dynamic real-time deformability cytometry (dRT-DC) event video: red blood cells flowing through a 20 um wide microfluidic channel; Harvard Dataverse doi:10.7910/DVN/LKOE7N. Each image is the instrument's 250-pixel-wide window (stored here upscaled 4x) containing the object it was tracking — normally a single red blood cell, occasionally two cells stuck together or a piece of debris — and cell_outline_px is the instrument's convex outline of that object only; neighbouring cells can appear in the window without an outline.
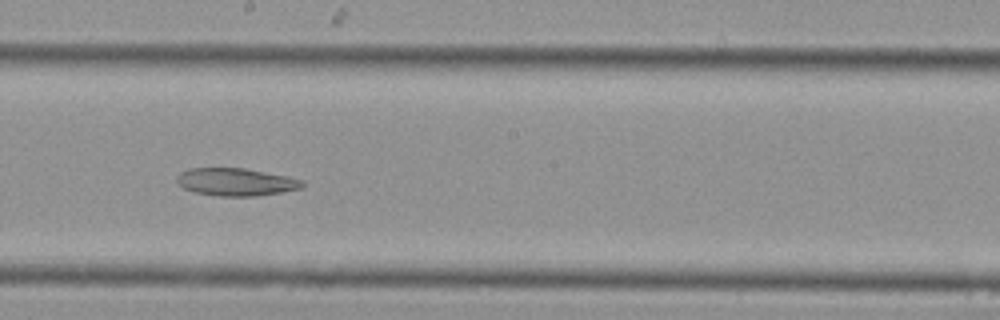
{"species": "Egyptian fruit bat (a non-hibernating species)", "species_latin": "Rousettus aegyptiacus", "temperature_condition": "cold", "stored_images_in_passage": 17, "camera_frame_rate_fps": 3000, "um_per_image_px": 0.085, "animal": {"sex": "female"}, "frame": {"image": 1, "passage_image": 12, "time_ms": 3.667, "image_size_px": [1000, 320], "cell_outline_px": [[304, 184], [300, 188], [280, 192], [256, 196], [216, 196], [192, 192], [184, 188], [176, 180], [180, 172], [192, 168], [244, 168], [288, 176], [304, 180]], "centroid_in_image_um": [20.05, 15.47], "position_along_channel_um": 228.1, "area_um2": 20.17}}
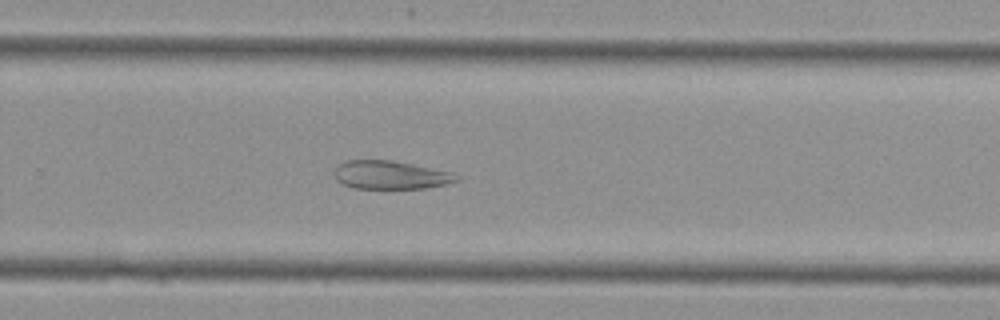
{"frame": {"image": 2, "passage_image": 15, "time_ms": 4.667, "image_size_px": [1000, 320], "cell_outline_px": [[460, 176], [456, 180], [444, 184], [424, 188], [352, 188], [336, 180], [332, 172], [344, 160], [392, 160], [456, 172]], "centroid_in_image_um": [33.19, 14.86], "position_along_channel_um": 296.6, "area_um2": 20.29}}